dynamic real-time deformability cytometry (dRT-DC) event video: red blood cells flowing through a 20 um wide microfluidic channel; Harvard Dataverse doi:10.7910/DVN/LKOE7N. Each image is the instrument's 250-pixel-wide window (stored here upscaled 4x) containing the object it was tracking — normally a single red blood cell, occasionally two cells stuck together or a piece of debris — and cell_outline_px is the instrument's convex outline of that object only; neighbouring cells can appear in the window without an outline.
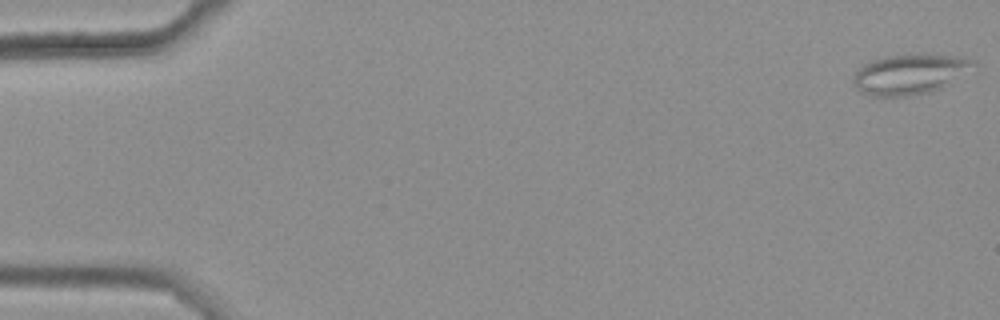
{"species": "common noctule bat (a hibernating species)", "species_latin": "Nyctalus noctula", "temperature_condition": "warm", "stored_images_in_passage": 9, "camera_frame_rate_fps": 3000, "um_per_image_px": 0.085, "animal": {"sex": "female", "body_mass_g": 25.1}, "frame": {"image": 1, "passage_image": 1, "time_ms": 0.0, "image_size_px": [1000, 320], "cell_outline_px": [[976, 64], [940, 88], [928, 92], [908, 96], [868, 96], [860, 92], [852, 84], [852, 76], [864, 64], [872, 60], [884, 56], [920, 52], [924, 52], [952, 56], [976, 60]], "centroid_in_image_um": [77.24, 6.28], "position_along_channel_um": 7.8, "area_um2": 28.21}}